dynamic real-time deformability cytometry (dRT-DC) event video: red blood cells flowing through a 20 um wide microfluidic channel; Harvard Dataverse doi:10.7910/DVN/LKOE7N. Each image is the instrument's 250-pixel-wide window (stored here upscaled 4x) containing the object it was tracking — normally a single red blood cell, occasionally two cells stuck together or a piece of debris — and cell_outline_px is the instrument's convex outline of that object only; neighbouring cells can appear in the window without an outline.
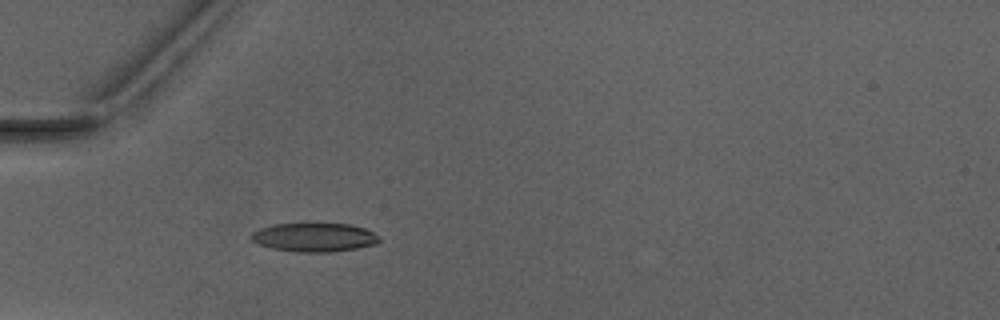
{"species": "Egyptian fruit bat (a non-hibernating species)", "species_latin": "Rousettus aegyptiacus", "temperature_condition": "warm", "stored_images_in_passage": 1, "camera_frame_rate_fps": 3000, "um_per_image_px": 0.085, "animal": {"sex": "male"}, "frame": {"image": 1, "passage_image": 1, "time_ms": 0.0, "image_size_px": [1000, 320], "cell_outline_px": [[380, 240], [376, 244], [356, 248], [332, 252], [296, 252], [272, 248], [260, 244], [252, 240], [248, 236], [252, 232], [260, 228], [276, 224], [348, 224], [364, 228], [380, 236]], "centroid_in_image_um": [26.71, 20.18], "position_along_channel_um": 58.3, "area_um2": 21.33}}